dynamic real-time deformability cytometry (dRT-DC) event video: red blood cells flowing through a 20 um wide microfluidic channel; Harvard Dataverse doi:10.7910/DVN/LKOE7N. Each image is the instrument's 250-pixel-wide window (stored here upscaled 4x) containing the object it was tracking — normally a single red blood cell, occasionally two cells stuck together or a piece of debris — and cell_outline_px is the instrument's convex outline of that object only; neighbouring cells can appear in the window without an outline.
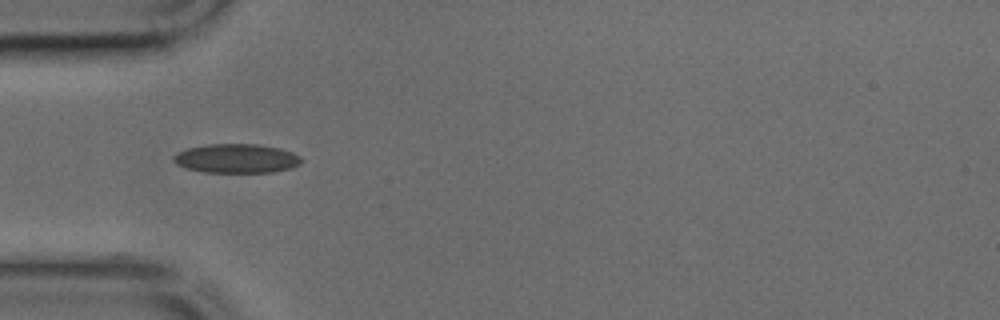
{"species": "common noctule bat (a hibernating species)", "species_latin": "Nyctalus noctula", "temperature_condition": "cold", "stored_images_in_passage": 32, "camera_frame_rate_fps": 3000, "um_per_image_px": 0.085, "animal": {"sex": "male", "body_mass_g": 17.9, "forearm_length_mm": 54.2}, "frame": {"image": 1, "passage_image": 1, "time_ms": 0.0, "image_size_px": [1000, 320], "cell_outline_px": [[304, 160], [300, 164], [292, 168], [272, 172], [204, 172], [188, 168], [176, 164], [172, 160], [172, 156], [176, 152], [188, 148], [208, 144], [260, 144], [280, 148], [292, 152], [300, 156]], "centroid_in_image_um": [20.12, 13.46], "position_along_channel_um": 64.9, "area_um2": 21.85}}
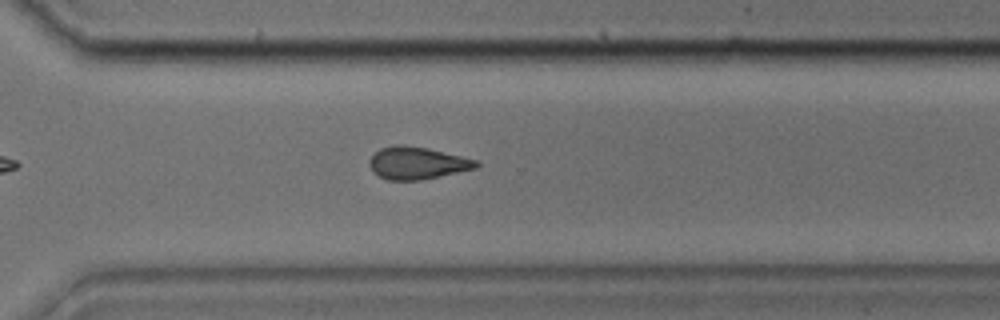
{"frame": {"image": 2, "passage_image": 19, "time_ms": 6.0, "image_size_px": [1000, 320], "cell_outline_px": [[480, 164], [476, 168], [420, 180], [388, 180], [372, 172], [368, 164], [368, 160], [380, 148], [400, 144], [404, 144], [428, 148], [480, 160]], "centroid_in_image_um": [35.46, 13.85], "position_along_channel_um": 335.1, "area_um2": 20.23}}